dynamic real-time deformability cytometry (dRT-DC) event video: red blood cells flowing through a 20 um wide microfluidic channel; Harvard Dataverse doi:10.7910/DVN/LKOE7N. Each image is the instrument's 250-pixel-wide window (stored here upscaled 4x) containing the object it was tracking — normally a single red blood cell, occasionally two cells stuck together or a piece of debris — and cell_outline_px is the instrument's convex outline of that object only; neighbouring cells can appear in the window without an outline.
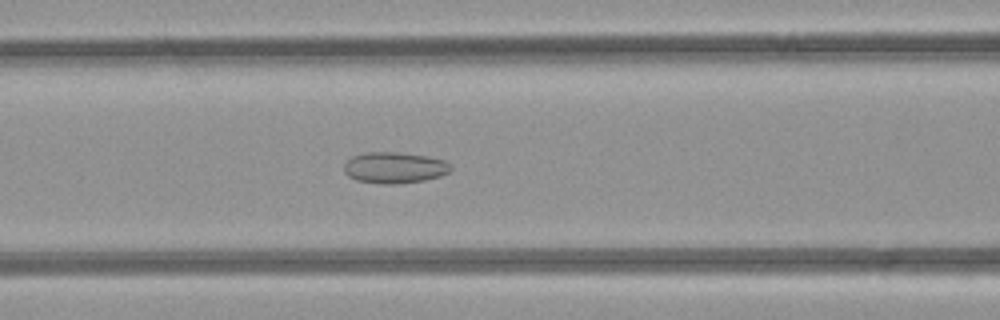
{"species": "common noctule bat (a hibernating species)", "species_latin": "Nyctalus noctula", "temperature_condition": "room temperature", "stored_images_in_passage": 37, "segment_of_instrument_passage": [1, 2], "camera_frame_rate_fps": 3000, "um_per_image_px": 0.085, "animal": {"sex": "female", "body_mass_g": 21.9}, "frame": {"image": 1, "passage_image": 7, "time_ms": 2.0, "image_size_px": [1000, 320], "cell_outline_px": [[452, 168], [448, 172], [440, 176], [424, 180], [396, 184], [380, 184], [356, 180], [348, 176], [344, 172], [344, 164], [352, 156], [368, 152], [400, 152], [428, 156], [444, 160], [452, 164]], "centroid_in_image_um": [33.54, 14.25], "position_along_channel_um": 133.1, "area_um2": 19.54}}
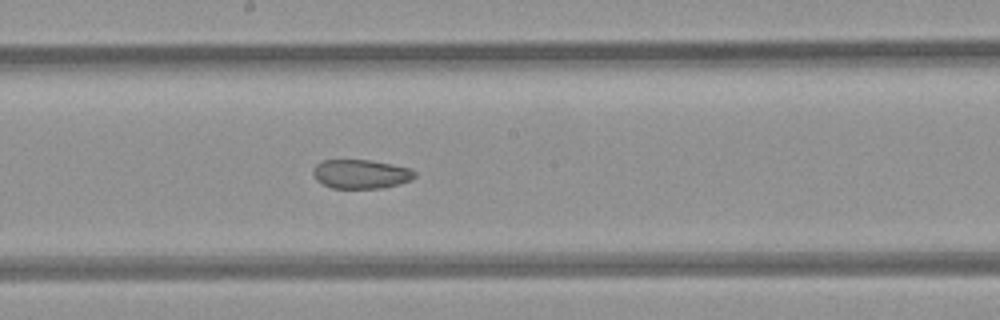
{"frame": {"image": 2, "passage_image": 13, "time_ms": 4.0, "image_size_px": [1000, 320], "cell_outline_px": [[416, 176], [412, 180], [400, 184], [384, 188], [332, 188], [316, 180], [312, 172], [312, 168], [320, 160], [368, 160], [392, 164], [412, 168], [416, 172]], "centroid_in_image_um": [30.69, 14.79], "position_along_channel_um": 217.5, "area_um2": 17.46}}
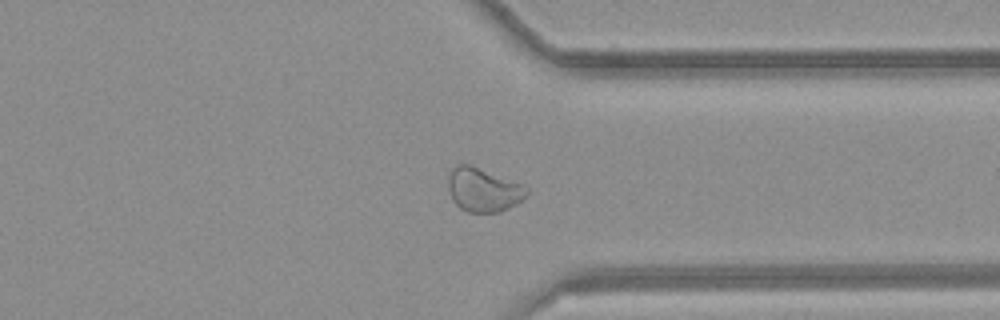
{"frame": {"image": 3, "passage_image": 24, "time_ms": 7.667, "image_size_px": [1000, 320], "cell_outline_px": [[528, 192], [516, 204], [500, 212], [468, 212], [460, 208], [452, 200], [448, 188], [448, 176], [452, 168], [456, 164], [468, 164], [520, 184], [528, 188]], "centroid_in_image_um": [41.03, 16.15], "position_along_channel_um": 370.4, "area_um2": 19.65}}